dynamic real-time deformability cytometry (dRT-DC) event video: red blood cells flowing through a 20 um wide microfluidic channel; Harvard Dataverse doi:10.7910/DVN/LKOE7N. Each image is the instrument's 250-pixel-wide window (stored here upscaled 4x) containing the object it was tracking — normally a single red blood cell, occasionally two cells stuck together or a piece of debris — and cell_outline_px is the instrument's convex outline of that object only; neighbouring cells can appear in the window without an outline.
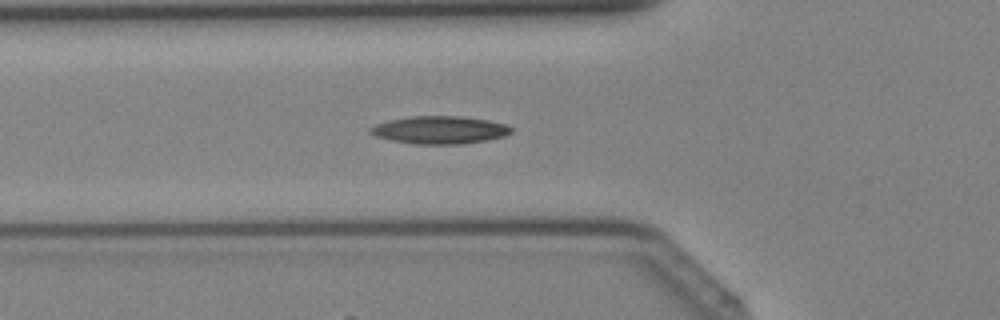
{"species": "Egyptian fruit bat (a non-hibernating species)", "species_latin": "Rousettus aegyptiacus", "temperature_condition": "cold", "stored_images_in_passage": 28, "camera_frame_rate_fps": 3000, "um_per_image_px": 0.085, "animal": {"sex": "female"}, "frame": {"image": 1, "passage_image": 7, "time_ms": 2.0, "image_size_px": [1000, 320], "cell_outline_px": [[512, 132], [504, 136], [484, 140], [460, 144], [416, 144], [392, 140], [376, 136], [368, 132], [368, 128], [376, 124], [392, 120], [412, 116], [460, 116], [488, 120], [508, 124], [512, 128]], "centroid_in_image_um": [37.39, 11.04], "position_along_channel_um": 88.4, "area_um2": 22.6}}
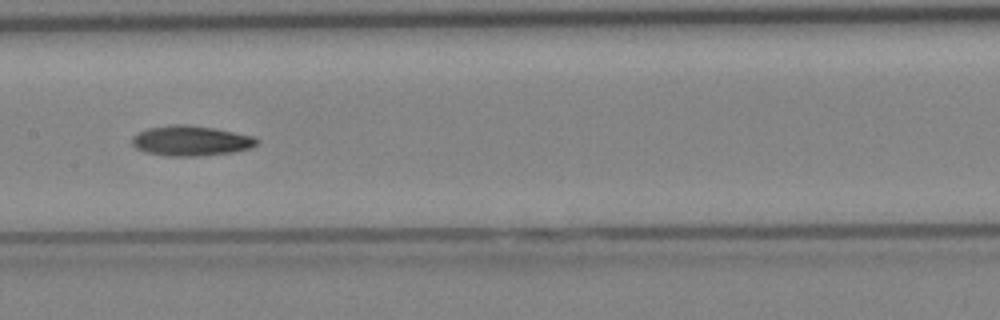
{"frame": {"image": 2, "passage_image": 13, "time_ms": 4.0, "image_size_px": [1000, 320], "cell_outline_px": [[260, 140], [252, 148], [236, 152], [196, 156], [168, 156], [144, 152], [136, 148], [132, 144], [132, 136], [148, 128], [176, 124], [184, 124], [212, 128], [256, 136]], "centroid_in_image_um": [16.26, 11.97], "position_along_channel_um": 191.1, "area_um2": 21.96}}
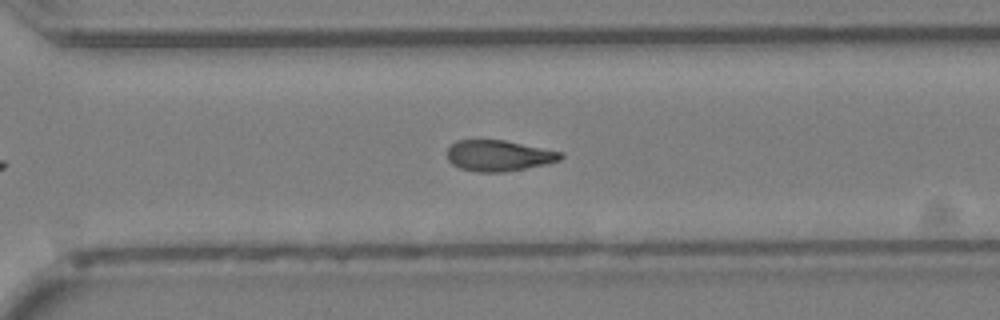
{"frame": {"image": 3, "passage_image": 21, "time_ms": 6.667, "image_size_px": [1000, 320], "cell_outline_px": [[564, 156], [560, 160], [544, 164], [504, 172], [476, 172], [460, 168], [452, 164], [448, 160], [448, 148], [456, 140], [504, 140], [560, 152]], "centroid_in_image_um": [42.35, 13.23], "position_along_channel_um": 328.3, "area_um2": 20.17}}